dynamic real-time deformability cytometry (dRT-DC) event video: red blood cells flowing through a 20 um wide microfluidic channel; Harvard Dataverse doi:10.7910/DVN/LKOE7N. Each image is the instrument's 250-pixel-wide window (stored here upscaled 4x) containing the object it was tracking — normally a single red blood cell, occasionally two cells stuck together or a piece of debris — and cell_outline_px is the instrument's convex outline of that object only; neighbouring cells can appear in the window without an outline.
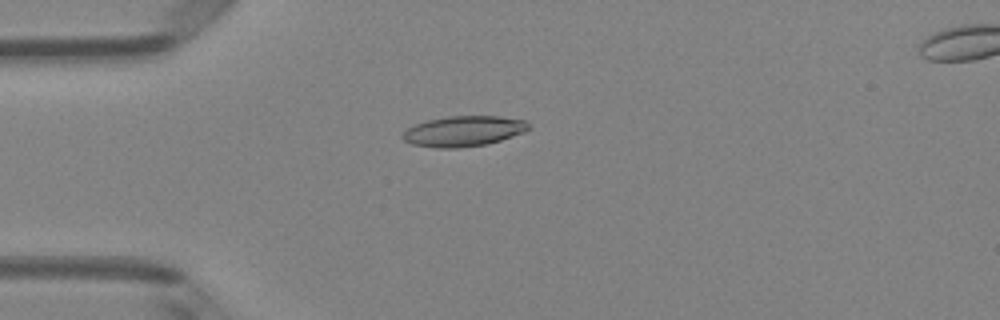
{"species": "Egyptian fruit bat (a non-hibernating species)", "species_latin": "Rousettus aegyptiacus", "temperature_condition": "room temperature", "stored_images_in_passage": 44, "camera_frame_rate_fps": 3000, "um_per_image_px": 0.085, "animal": {"sex": "female"}, "frame": {"image": 1, "passage_image": 8, "time_ms": 2.333, "image_size_px": [1000, 320], "cell_outline_px": [[532, 128], [524, 132], [488, 144], [460, 148], [436, 148], [412, 144], [404, 140], [400, 136], [408, 128], [416, 124], [428, 120], [448, 116], [500, 116], [524, 120]], "centroid_in_image_um": [39.41, 11.15], "position_along_channel_um": 45.6, "area_um2": 22.37}}
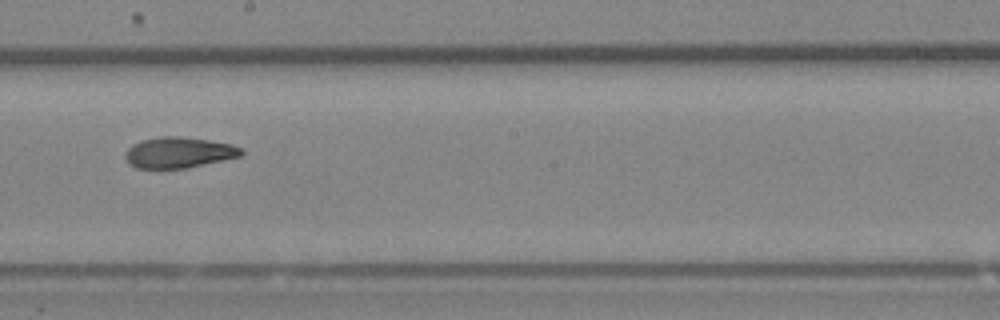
{"frame": {"image": 2, "passage_image": 23, "time_ms": 7.333, "image_size_px": [1000, 320], "cell_outline_px": [[244, 152], [240, 156], [184, 168], [136, 168], [124, 156], [124, 152], [132, 144], [140, 140], [160, 136], [176, 136], [208, 140], [232, 144], [240, 148]], "centroid_in_image_um": [15.16, 12.95], "position_along_channel_um": 233.0, "area_um2": 20.58}}
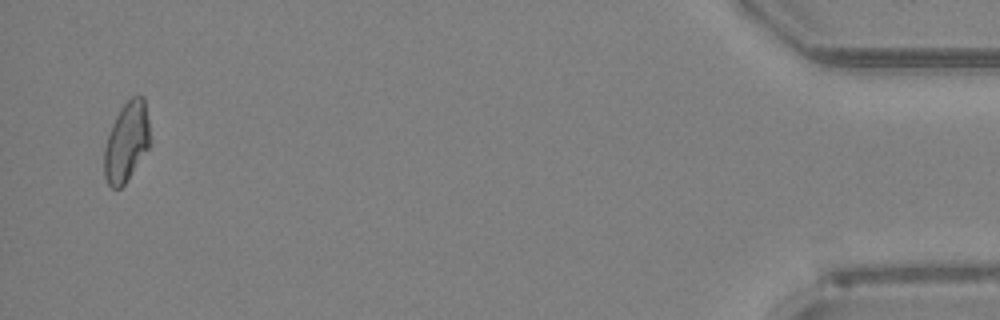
{"frame": {"image": 3, "passage_image": 43, "time_ms": 14.0, "image_size_px": [1000, 320], "cell_outline_px": [[152, 144], [124, 184], [120, 188], [112, 188], [108, 184], [104, 176], [104, 148], [112, 124], [120, 108], [132, 96], [144, 96]], "centroid_in_image_um": [10.77, 12.06], "position_along_channel_um": 424.4, "area_um2": 21.33}, "authors_computed_cell_mechanics": {"area_um2": 21.4149, "velocity_mm_per_s": 4.1155, "shape_relaxation_time_tau1_ms": 3.4237, "shape_relaxation_time_tau2_ms": 3.5399, "deformation_change_tau1": 0.1514, "deformation_change_tau2": 0.1133}}